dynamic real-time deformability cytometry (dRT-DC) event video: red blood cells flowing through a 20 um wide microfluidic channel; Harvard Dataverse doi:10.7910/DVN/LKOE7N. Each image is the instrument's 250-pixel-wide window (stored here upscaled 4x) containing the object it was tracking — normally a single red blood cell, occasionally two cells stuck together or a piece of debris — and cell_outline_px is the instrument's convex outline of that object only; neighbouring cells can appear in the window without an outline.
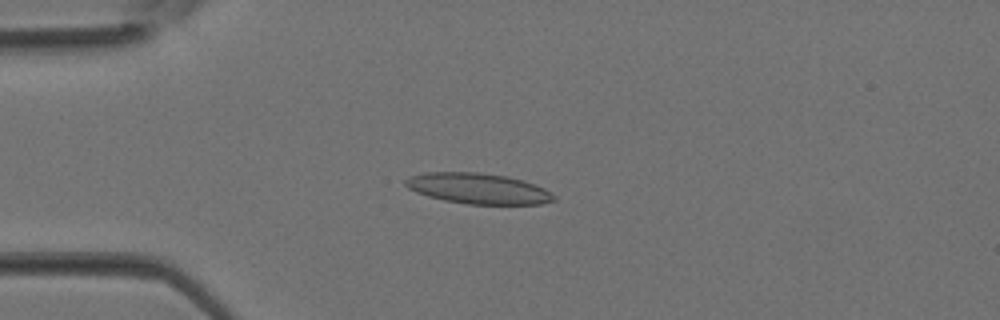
{"species": "Egyptian fruit bat (a non-hibernating species)", "species_latin": "Rousettus aegyptiacus", "temperature_condition": "room temperature", "stored_images_in_passage": 38, "camera_frame_rate_fps": 3000, "um_per_image_px": 0.085, "animal": {"sex": "female"}, "frame": {"image": 1, "passage_image": 10, "time_ms": 3.0, "image_size_px": [1000, 320], "cell_outline_px": [[556, 200], [540, 204], [468, 204], [444, 200], [428, 196], [416, 192], [408, 188], [404, 184], [404, 180], [408, 176], [424, 172], [480, 172], [508, 176], [524, 180], [536, 184], [544, 188], [556, 196]], "centroid_in_image_um": [40.64, 16.01], "position_along_channel_um": 44.4, "area_um2": 26.76}}
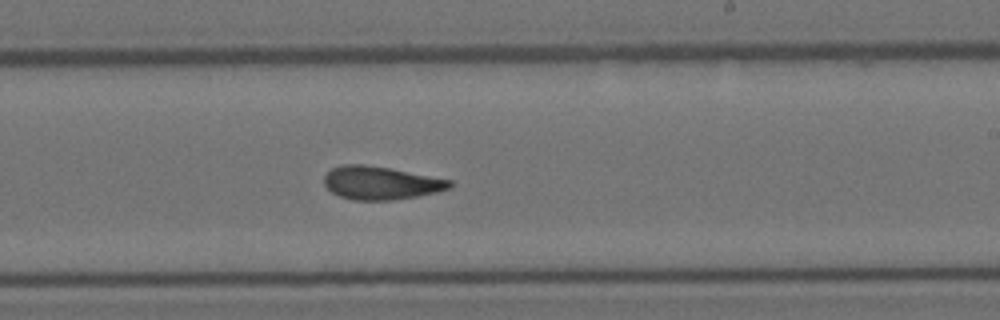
{"frame": {"image": 2, "passage_image": 23, "time_ms": 7.333, "image_size_px": [1000, 320], "cell_outline_px": [[452, 188], [436, 192], [416, 196], [392, 200], [352, 200], [340, 196], [332, 192], [324, 184], [324, 176], [332, 168], [344, 164], [364, 164], [388, 168], [452, 180]], "centroid_in_image_um": [32.36, 15.55], "position_along_channel_um": 256.6, "area_um2": 24.1}}
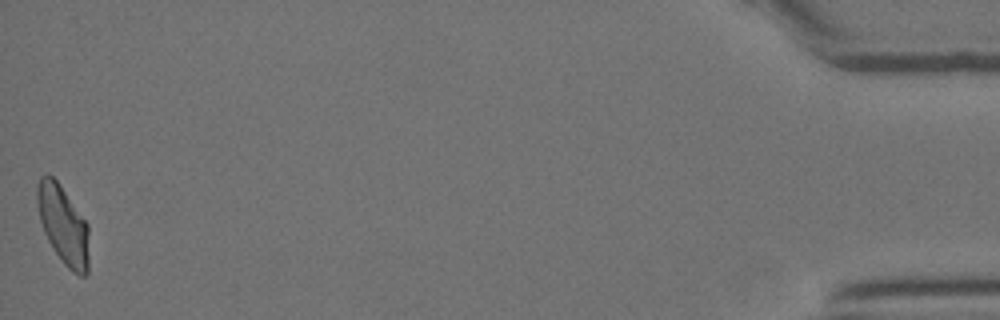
{"frame": {"image": 3, "passage_image": 38, "time_ms": 12.333, "image_size_px": [1000, 320], "cell_outline_px": [[88, 272], [84, 276], [80, 276], [72, 272], [64, 264], [52, 248], [44, 232], [40, 220], [36, 204], [36, 184], [40, 176], [52, 176], [60, 184], [88, 224]], "centroid_in_image_um": [5.35, 19.12], "position_along_channel_um": 429.8, "area_um2": 23.81}}